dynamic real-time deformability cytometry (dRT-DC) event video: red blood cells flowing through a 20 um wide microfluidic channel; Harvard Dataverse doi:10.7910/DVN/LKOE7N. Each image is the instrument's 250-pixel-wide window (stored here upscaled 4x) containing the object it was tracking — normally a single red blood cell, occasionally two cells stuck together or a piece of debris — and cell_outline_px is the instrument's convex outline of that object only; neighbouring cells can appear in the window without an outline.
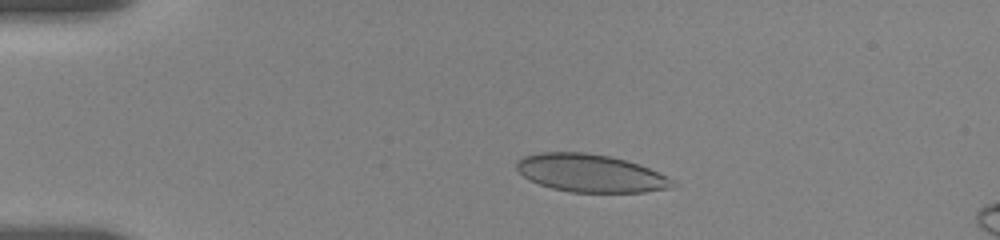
{"species": "human", "species_latin": "Homo sapiens", "temperature_condition": "room temperature", "stored_images_in_passage": 19, "camera_frame_rate_fps": 3000, "um_per_image_px": 0.085, "donor": {"sex": "female"}, "frame": {"image": 1, "passage_image": 8, "time_ms": 3.333, "image_size_px": [1000, 240], "cell_outline_px": [[676, 184], [672, 188], [644, 192], [572, 192], [552, 188], [528, 180], [516, 168], [516, 160], [524, 156], [540, 152], [584, 152], [608, 156], [640, 164], [672, 180]], "centroid_in_image_um": [50.15, 14.72], "position_along_channel_um": 34.8, "area_um2": 34.16}}
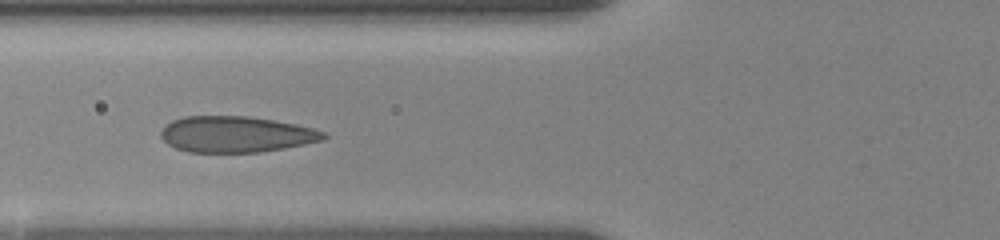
{"frame": {"image": 2, "passage_image": 15, "time_ms": 6.667, "image_size_px": [1000, 240], "cell_outline_px": [[328, 136], [324, 140], [284, 148], [260, 152], [188, 152], [176, 148], [168, 144], [160, 136], [160, 132], [164, 124], [172, 120], [184, 116], [248, 116], [296, 124], [328, 132]], "centroid_in_image_um": [20.06, 11.41], "position_along_channel_um": 105.7, "area_um2": 34.39}}
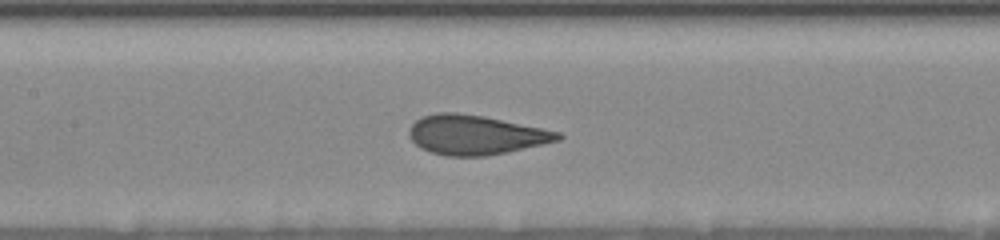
{"frame": {"image": 3, "passage_image": 18, "time_ms": 8.333, "image_size_px": [1000, 240], "cell_outline_px": [[564, 136], [560, 140], [544, 144], [508, 152], [484, 156], [444, 156], [420, 148], [408, 136], [408, 128], [416, 120], [424, 116], [436, 112], [456, 112], [484, 116], [560, 132]], "centroid_in_image_um": [40.41, 11.46], "position_along_channel_um": 167.0, "area_um2": 34.28}}